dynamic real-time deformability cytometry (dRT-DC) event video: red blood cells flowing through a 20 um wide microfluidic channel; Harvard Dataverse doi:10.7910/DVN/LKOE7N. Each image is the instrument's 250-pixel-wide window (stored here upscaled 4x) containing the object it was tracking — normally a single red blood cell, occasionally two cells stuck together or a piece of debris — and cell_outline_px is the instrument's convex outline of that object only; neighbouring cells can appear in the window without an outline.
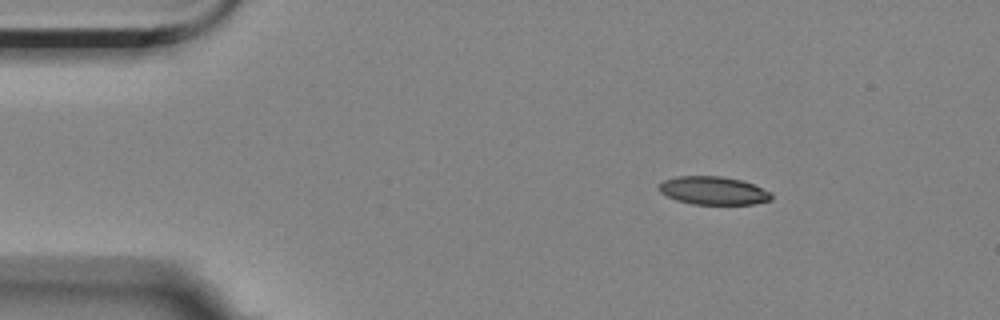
{"species": "Egyptian fruit bat (a non-hibernating species)", "species_latin": "Rousettus aegyptiacus", "temperature_condition": "room temperature", "stored_images_in_passage": 4, "camera_frame_rate_fps": 3000, "um_per_image_px": 0.085, "animal": {"sex": "female"}, "frame": {"image": 1, "passage_image": 2, "time_ms": 1.0, "image_size_px": [1000, 320], "cell_outline_px": [[772, 200], [756, 204], [692, 204], [676, 200], [660, 192], [660, 184], [664, 180], [676, 176], [720, 176], [740, 180], [752, 184], [772, 192]], "centroid_in_image_um": [60.66, 16.21], "position_along_channel_um": 24.3, "area_um2": 18.38}}
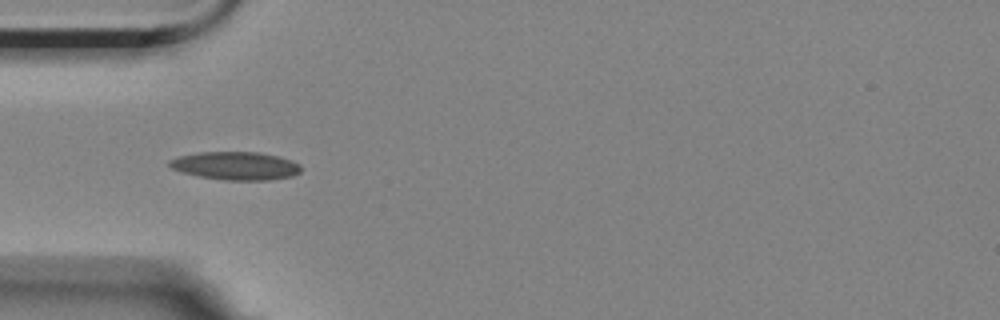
{"frame": {"image": 2, "passage_image": 4, "time_ms": 4.0, "image_size_px": [1000, 320], "cell_outline_px": [[300, 172], [292, 176], [268, 180], [224, 180], [196, 176], [172, 168], [168, 164], [168, 160], [180, 156], [200, 152], [260, 152], [280, 156], [292, 160], [300, 164]], "centroid_in_image_um": [20.05, 14.09], "position_along_channel_um": 64.9, "area_um2": 21.62}}